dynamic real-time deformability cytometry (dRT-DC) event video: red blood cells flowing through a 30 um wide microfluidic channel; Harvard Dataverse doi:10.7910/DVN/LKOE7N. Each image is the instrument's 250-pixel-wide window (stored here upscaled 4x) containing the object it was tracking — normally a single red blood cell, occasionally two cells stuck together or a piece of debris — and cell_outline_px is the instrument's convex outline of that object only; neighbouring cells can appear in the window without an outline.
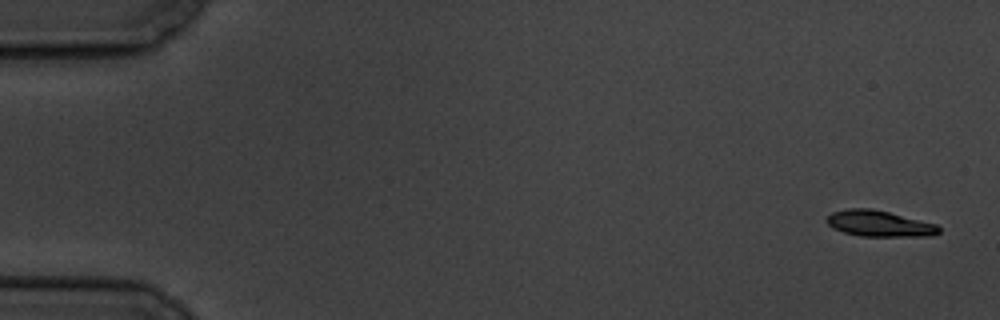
{"species": "common noctule bat (a hibernating species)", "species_latin": "Nyctalus noctula", "temperature_condition": "cold", "stored_images_in_passage": 9, "camera_frame_rate_fps": 3000, "um_per_image_px": 0.085, "animal": {"sex": "male", "body_mass_g": 19.5, "forearm_length_mm": 54.6}, "frame": {"image": 1, "passage_image": 1, "time_ms": 0.0, "image_size_px": [1000, 320], "cell_outline_px": [[940, 232], [932, 236], [860, 236], [844, 232], [832, 228], [824, 220], [832, 212], [848, 208], [872, 208], [936, 224], [940, 228]], "centroid_in_image_um": [74.71, 19.0], "position_along_channel_um": 10.3, "area_um2": 16.99}}
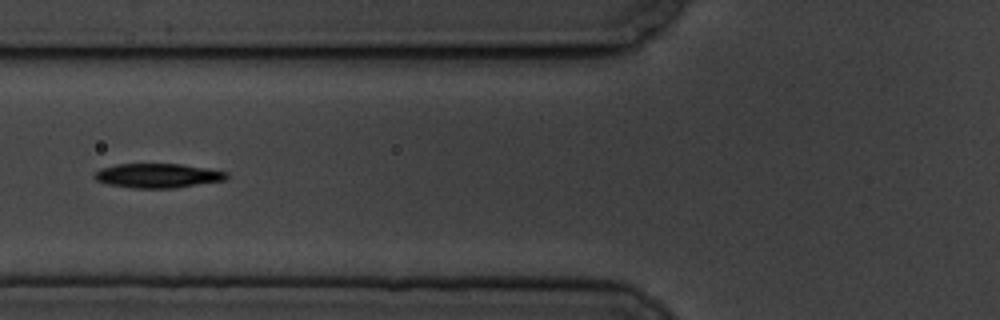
{"frame": {"image": 2, "passage_image": 7, "time_ms": 7.0, "image_size_px": [1000, 320], "cell_outline_px": [[228, 176], [224, 180], [172, 188], [136, 188], [108, 184], [96, 180], [92, 176], [100, 168], [116, 164], [180, 164], [208, 168], [228, 172]], "centroid_in_image_um": [13.39, 14.92], "position_along_channel_um": 112.4, "area_um2": 18.61}}
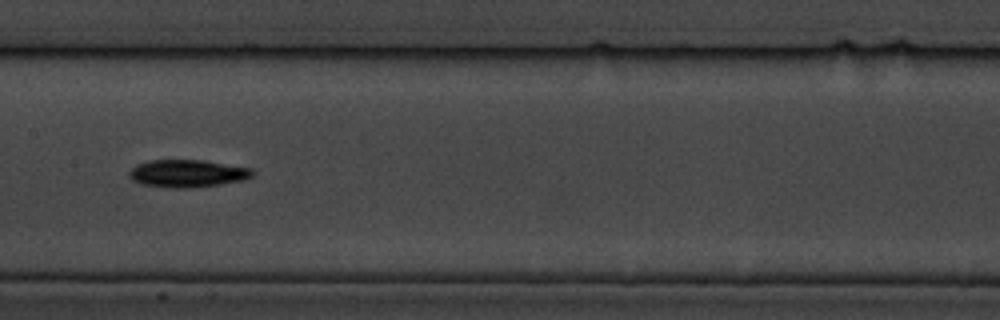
{"frame": {"image": 3, "passage_image": 9, "time_ms": 9.333, "image_size_px": [1000, 320], "cell_outline_px": [[252, 176], [244, 180], [220, 184], [188, 188], [168, 188], [140, 184], [132, 180], [128, 176], [128, 172], [136, 164], [148, 160], [204, 160], [252, 168]], "centroid_in_image_um": [15.88, 14.74], "position_along_channel_um": 191.5, "area_um2": 19.94}}